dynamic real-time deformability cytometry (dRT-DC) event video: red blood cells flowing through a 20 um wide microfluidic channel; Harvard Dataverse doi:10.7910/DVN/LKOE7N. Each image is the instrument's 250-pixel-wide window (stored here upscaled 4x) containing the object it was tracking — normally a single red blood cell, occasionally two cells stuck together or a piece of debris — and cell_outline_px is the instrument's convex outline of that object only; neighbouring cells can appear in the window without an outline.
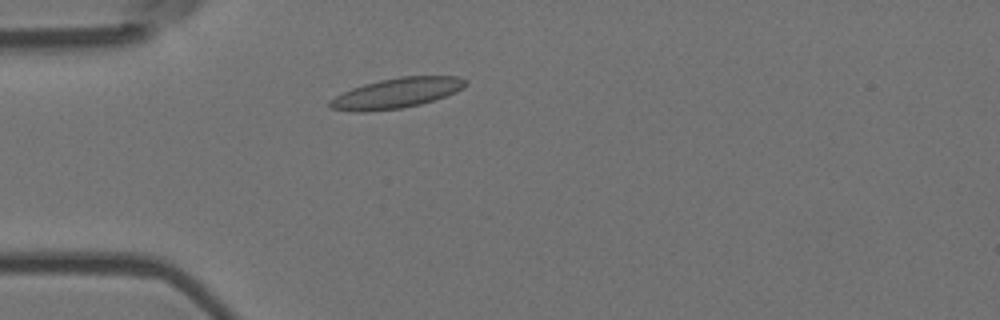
{"species": "Egyptian fruit bat (a non-hibernating species)", "species_latin": "Rousettus aegyptiacus", "temperature_condition": "room temperature", "stored_images_in_passage": 4, "camera_frame_rate_fps": 3000, "um_per_image_px": 0.085, "animal": {"sex": "female"}, "frame": {"image": 1, "passage_image": 3, "time_ms": 0.667, "image_size_px": [1000, 320], "cell_outline_px": [[468, 84], [464, 88], [456, 92], [420, 104], [400, 108], [368, 112], [356, 112], [332, 108], [328, 104], [328, 100], [352, 88], [364, 84], [380, 80], [400, 76], [460, 76], [468, 80]], "centroid_in_image_um": [33.74, 7.9], "position_along_channel_um": 51.3, "area_um2": 23.81}}